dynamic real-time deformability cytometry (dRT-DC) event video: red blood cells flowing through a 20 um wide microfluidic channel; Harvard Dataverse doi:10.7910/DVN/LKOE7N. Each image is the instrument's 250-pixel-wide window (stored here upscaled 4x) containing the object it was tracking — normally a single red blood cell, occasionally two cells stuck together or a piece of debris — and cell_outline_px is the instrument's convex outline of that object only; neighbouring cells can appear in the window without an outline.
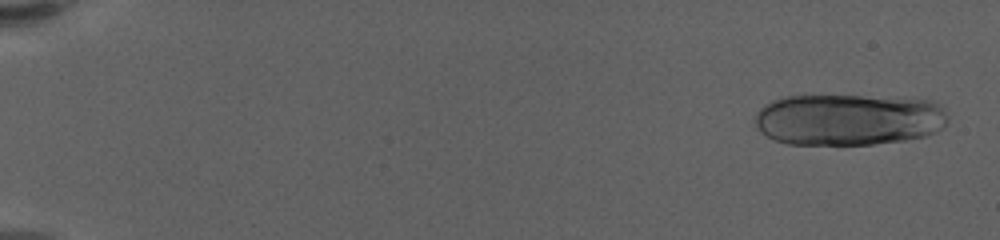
{"species": "human", "species_latin": "Homo sapiens", "temperature_condition": "warm", "stored_images_in_passage": 22, "camera_frame_rate_fps": 3000, "um_per_image_px": 0.085, "donor": {"sex": "female"}, "frame": {"image": 1, "passage_image": 3, "time_ms": 0.667, "image_size_px": [1000, 240], "cell_outline_px": [[948, 124], [944, 128], [936, 132], [924, 136], [904, 140], [872, 144], [788, 144], [772, 140], [760, 132], [756, 124], [756, 112], [764, 104], [772, 100], [784, 96], [860, 96], [932, 100], [940, 104], [944, 108], [948, 116]], "centroid_in_image_um": [72.14, 10.16], "position_along_channel_um": 12.9, "area_um2": 58.32}}
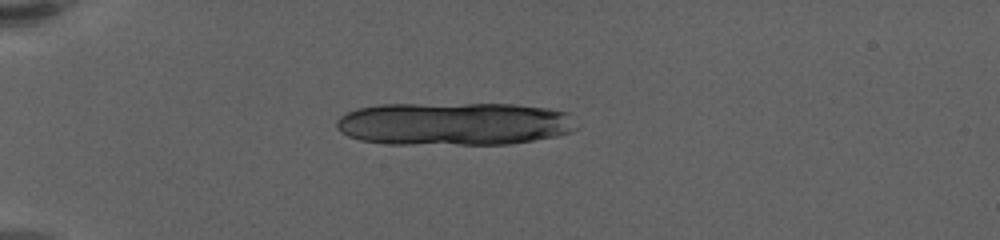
{"frame": {"image": 2, "passage_image": 17, "time_ms": 5.333, "image_size_px": [1000, 240], "cell_outline_px": [[576, 128], [568, 132], [556, 136], [512, 144], [388, 144], [360, 140], [348, 136], [340, 132], [336, 128], [336, 120], [340, 116], [356, 108], [380, 104], [516, 104], [548, 108], [568, 112]], "centroid_in_image_um": [38.55, 10.52], "position_along_channel_um": 46.4, "area_um2": 60.57}}